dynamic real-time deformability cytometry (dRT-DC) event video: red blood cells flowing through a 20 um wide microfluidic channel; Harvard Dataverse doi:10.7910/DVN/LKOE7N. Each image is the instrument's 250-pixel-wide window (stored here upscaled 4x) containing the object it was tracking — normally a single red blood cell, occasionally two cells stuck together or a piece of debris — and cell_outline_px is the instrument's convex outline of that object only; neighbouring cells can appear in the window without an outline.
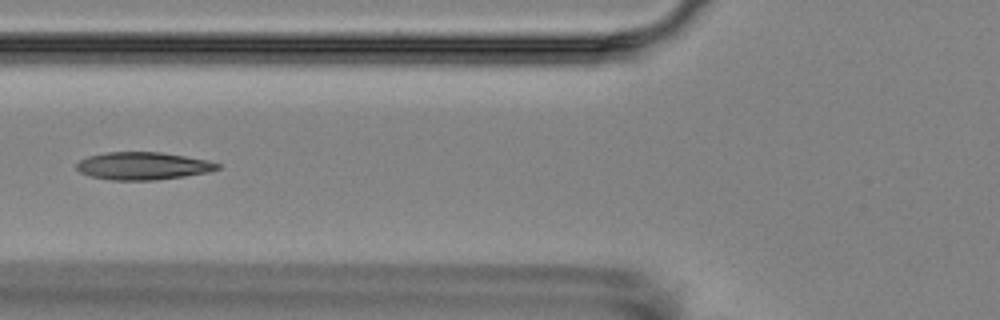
{"species": "Egyptian fruit bat (a non-hibernating species)", "species_latin": "Rousettus aegyptiacus", "temperature_condition": "room temperature", "stored_images_in_passage": 14, "camera_frame_rate_fps": 3000, "um_per_image_px": 0.085, "animal": {"sex": "female"}, "frame": {"image": 1, "passage_image": 5, "time_ms": 5.333, "image_size_px": [1000, 320], "cell_outline_px": [[220, 168], [208, 172], [184, 176], [156, 180], [112, 180], [88, 176], [80, 172], [76, 168], [76, 164], [80, 160], [88, 156], [104, 152], [160, 152], [208, 160], [220, 164]], "centroid_in_image_um": [12.12, 14.1], "position_along_channel_um": 113.7, "area_um2": 22.72}}
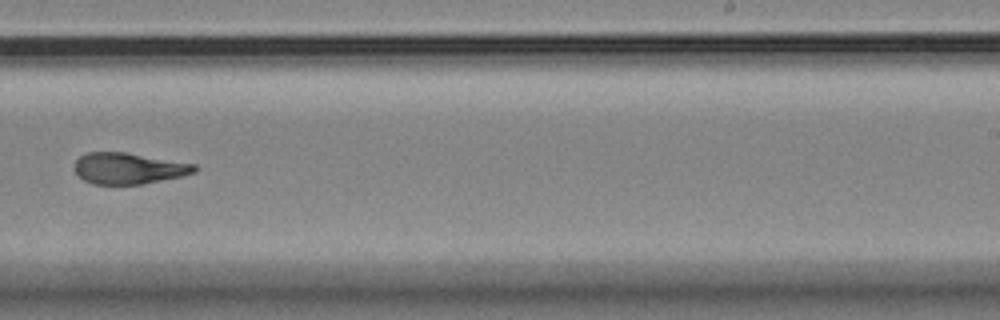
{"frame": {"image": 2, "passage_image": 9, "time_ms": 10.0, "image_size_px": [1000, 320], "cell_outline_px": [[196, 172], [184, 176], [140, 184], [92, 184], [84, 180], [72, 168], [76, 160], [80, 156], [88, 152], [124, 152], [196, 164]], "centroid_in_image_um": [10.92, 14.31], "position_along_channel_um": 278.1, "area_um2": 21.79}}
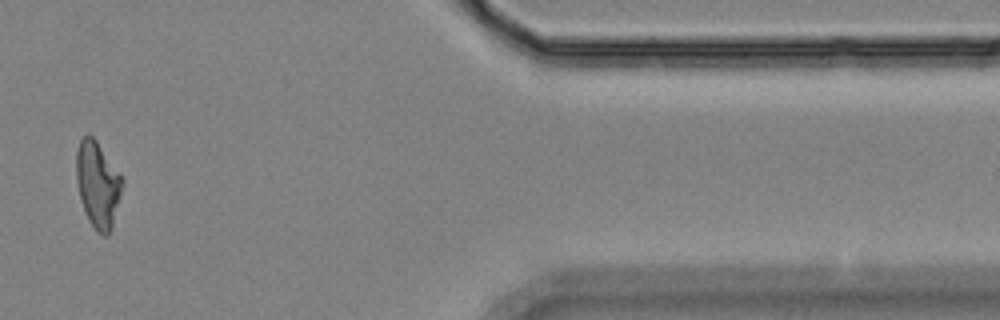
{"frame": {"image": 3, "passage_image": 13, "time_ms": 14.667, "image_size_px": [1000, 320], "cell_outline_px": [[124, 184], [112, 228], [104, 236], [88, 220], [80, 196], [76, 180], [76, 152], [80, 140], [84, 136], [92, 136], [96, 140], [124, 180]], "centroid_in_image_um": [8.32, 15.66], "position_along_channel_um": 403.1, "area_um2": 22.66}, "authors_computed_cell_mechanics": {"area_um2": 22.4842, "velocity_mm_per_s": 3.5382, "shape_relaxation_time_tau1_ms": null, "shape_relaxation_time_tau2_ms": 3.2775, "deformation_change_tau1": null, "deformation_change_tau2": 0.0822}}